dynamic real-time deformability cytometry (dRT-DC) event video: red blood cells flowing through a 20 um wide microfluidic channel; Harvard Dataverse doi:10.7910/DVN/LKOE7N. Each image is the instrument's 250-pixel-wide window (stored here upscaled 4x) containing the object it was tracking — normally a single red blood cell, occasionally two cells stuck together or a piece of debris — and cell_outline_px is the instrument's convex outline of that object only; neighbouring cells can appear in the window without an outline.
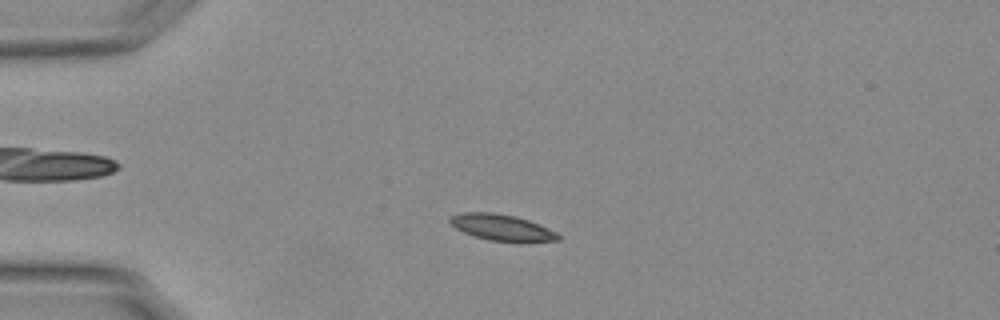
{"species": "Egyptian fruit bat (a non-hibernating species)", "species_latin": "Rousettus aegyptiacus", "temperature_condition": "warm", "stored_images_in_passage": 54, "camera_frame_rate_fps": 3000, "um_per_image_px": 0.085, "animal": {"sex": "female"}, "frame": {"image": 1, "passage_image": 12, "time_ms": 3.667, "image_size_px": [1000, 320], "cell_outline_px": [[560, 240], [488, 240], [472, 236], [456, 228], [448, 220], [452, 216], [464, 212], [492, 212], [516, 216], [528, 220], [556, 232], [560, 236]], "centroid_in_image_um": [42.58, 19.3], "position_along_channel_um": 42.4, "area_um2": 15.9}}
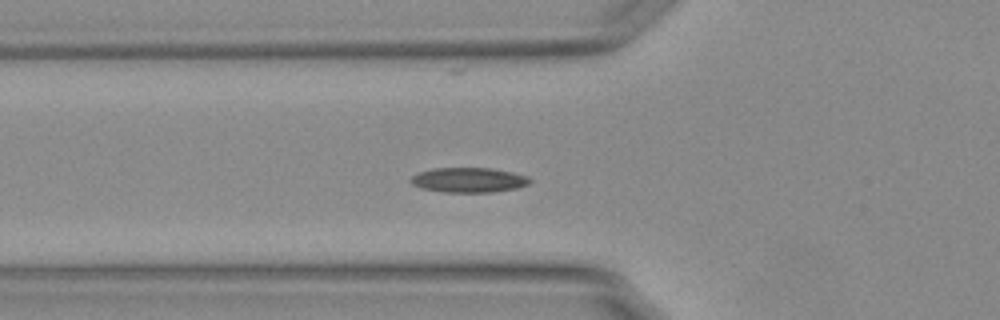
{"frame": {"image": 2, "passage_image": 18, "time_ms": 5.667, "image_size_px": [1000, 320], "cell_outline_px": [[532, 180], [528, 184], [516, 188], [492, 192], [444, 192], [420, 188], [412, 184], [408, 180], [416, 172], [436, 168], [492, 168], [512, 172], [528, 176]], "centroid_in_image_um": [39.81, 15.29], "position_along_channel_um": 86.0, "area_um2": 17.34}}
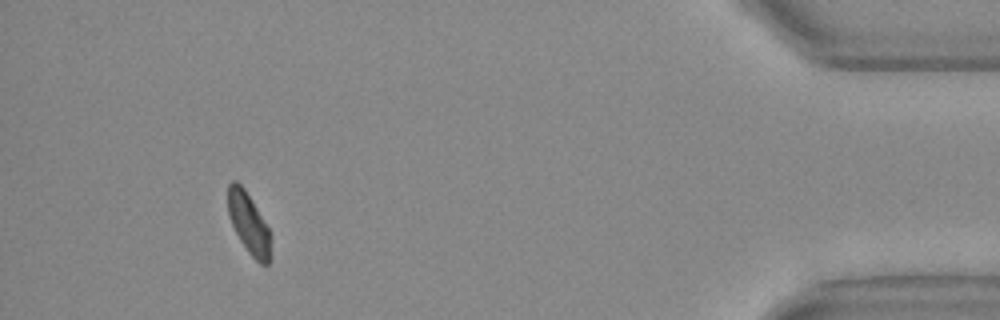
{"frame": {"image": 3, "passage_image": 49, "time_ms": 16.0, "image_size_px": [1000, 320], "cell_outline_px": [[268, 264], [260, 264], [248, 252], [240, 240], [228, 216], [228, 184], [232, 180], [236, 180], [244, 188], [268, 228]], "centroid_in_image_um": [21.07, 18.92], "position_along_channel_um": 414.1, "area_um2": 14.45}}